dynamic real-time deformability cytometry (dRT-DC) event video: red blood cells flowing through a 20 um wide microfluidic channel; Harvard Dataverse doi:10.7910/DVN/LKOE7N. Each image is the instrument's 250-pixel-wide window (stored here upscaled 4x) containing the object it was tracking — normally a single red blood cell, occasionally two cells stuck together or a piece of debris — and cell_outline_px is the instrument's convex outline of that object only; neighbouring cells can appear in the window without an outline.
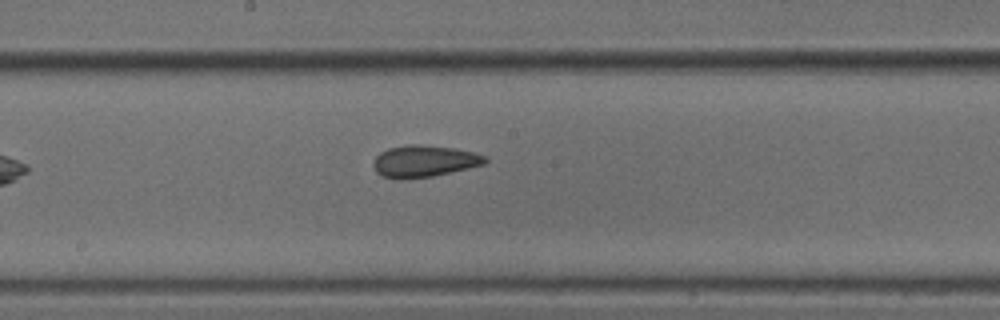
{"species": "common noctule bat (a hibernating species)", "species_latin": "Nyctalus noctula", "temperature_condition": "cold", "stored_images_in_passage": 8, "camera_frame_rate_fps": 3000, "um_per_image_px": 0.085, "animal": {"sex": "male", "body_mass_g": 18.8}, "frame": {"image": 1, "passage_image": 8, "time_ms": 2.333, "image_size_px": [1000, 320], "cell_outline_px": [[488, 160], [484, 164], [468, 168], [432, 176], [404, 180], [396, 180], [384, 176], [376, 172], [372, 164], [376, 156], [380, 152], [388, 148], [408, 144], [420, 144], [452, 148], [472, 152], [484, 156]], "centroid_in_image_um": [35.99, 13.71], "position_along_channel_um": 212.2, "area_um2": 20.69}}